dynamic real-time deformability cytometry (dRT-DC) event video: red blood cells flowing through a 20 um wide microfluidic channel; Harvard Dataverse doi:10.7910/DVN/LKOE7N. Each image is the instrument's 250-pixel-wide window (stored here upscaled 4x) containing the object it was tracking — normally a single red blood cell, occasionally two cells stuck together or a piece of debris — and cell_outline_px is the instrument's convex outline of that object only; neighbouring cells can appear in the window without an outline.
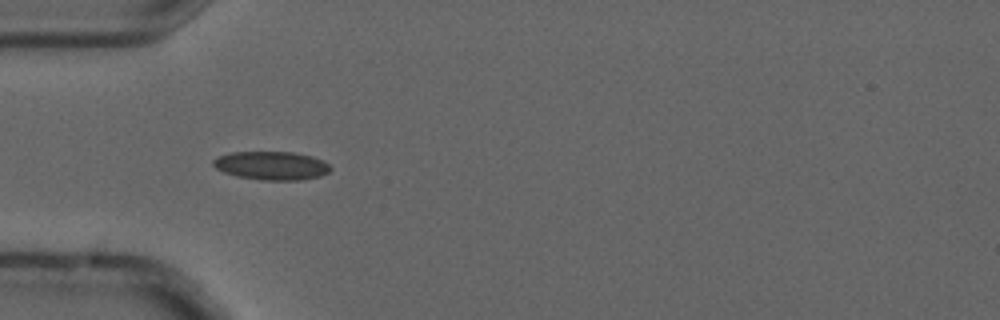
{"species": "common noctule bat (a hibernating species)", "species_latin": "Nyctalus noctula", "temperature_condition": "cold", "stored_images_in_passage": 4, "camera_frame_rate_fps": 3000, "um_per_image_px": 0.085, "animal": {"sex": "male", "forearm_length_mm": 52.5}, "frame": {"image": 1, "passage_image": 1, "time_ms": 0.0, "image_size_px": [1000, 320], "cell_outline_px": [[332, 168], [328, 172], [320, 176], [300, 180], [260, 180], [236, 176], [224, 172], [216, 168], [212, 164], [212, 160], [220, 156], [232, 152], [292, 152], [312, 156], [324, 160]], "centroid_in_image_um": [23.09, 14.08], "position_along_channel_um": 61.9, "area_um2": 19.48}}
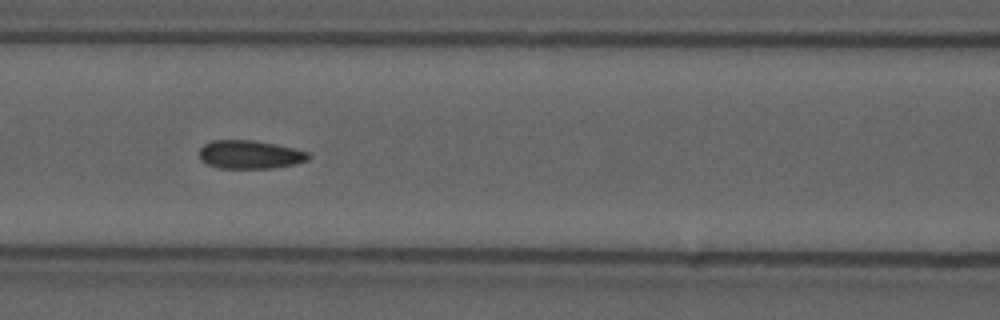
{"frame": {"image": 2, "passage_image": 3, "time_ms": 0.667, "image_size_px": [1000, 320], "cell_outline_px": [[308, 160], [296, 164], [272, 168], [220, 168], [208, 164], [200, 160], [200, 148], [204, 144], [212, 140], [252, 140], [276, 144], [308, 152]], "centroid_in_image_um": [21.22, 13.14], "position_along_channel_um": 145.4, "area_um2": 17.98}}
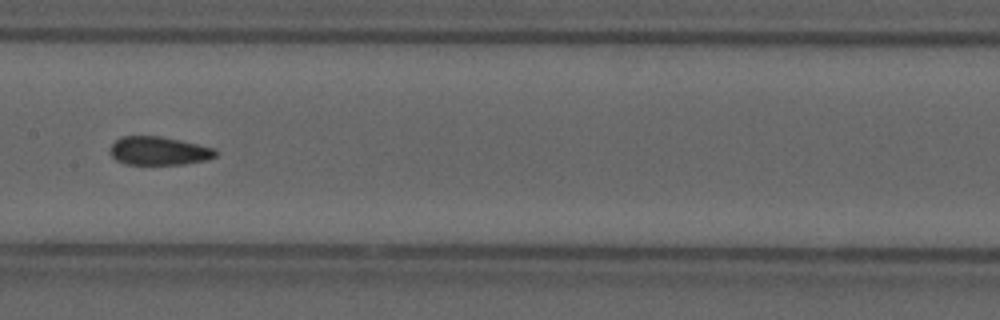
{"frame": {"image": 3, "passage_image": 4, "time_ms": 1.0, "image_size_px": [1000, 320], "cell_outline_px": [[220, 152], [216, 156], [208, 160], [184, 164], [124, 164], [116, 160], [108, 152], [112, 144], [120, 136], [160, 136], [180, 140], [216, 148]], "centroid_in_image_um": [13.52, 12.82], "position_along_channel_um": 193.9, "area_um2": 17.74}}